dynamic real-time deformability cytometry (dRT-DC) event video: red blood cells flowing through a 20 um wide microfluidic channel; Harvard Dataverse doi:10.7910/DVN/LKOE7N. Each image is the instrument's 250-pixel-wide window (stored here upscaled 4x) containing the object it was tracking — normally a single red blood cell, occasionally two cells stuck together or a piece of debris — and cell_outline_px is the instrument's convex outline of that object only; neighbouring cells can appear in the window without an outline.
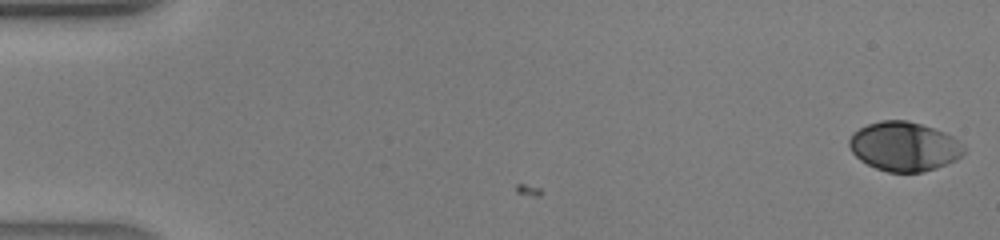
{"species": "human", "species_latin": "Homo sapiens", "temperature_condition": "warm", "stored_images_in_passage": 42, "camera_frame_rate_fps": 3000, "um_per_image_px": 0.085, "donor": {"sex": "male"}, "frame": {"image": 1, "passage_image": 1, "time_ms": 0.0, "image_size_px": [1000, 240], "cell_outline_px": [[964, 152], [956, 160], [936, 168], [924, 172], [888, 172], [876, 168], [860, 160], [852, 152], [848, 144], [848, 140], [852, 132], [868, 124], [880, 120], [908, 120], [944, 132], [952, 136], [964, 148]], "centroid_in_image_um": [76.81, 12.45], "position_along_channel_um": 8.2, "area_um2": 32.77}}
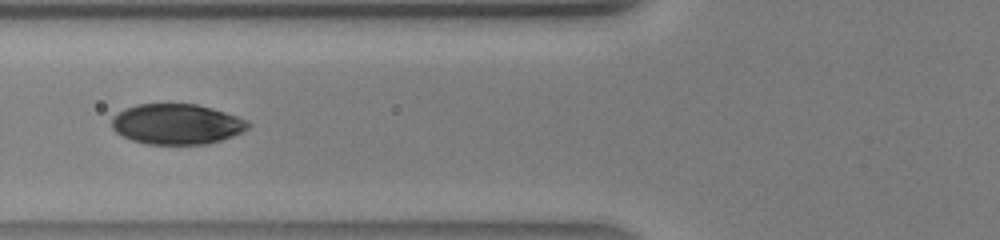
{"frame": {"image": 2, "passage_image": 17, "time_ms": 5.333, "image_size_px": [1000, 240], "cell_outline_px": [[252, 124], [244, 132], [208, 144], [148, 144], [132, 140], [116, 132], [112, 128], [112, 116], [124, 108], [136, 104], [196, 104], [212, 108], [248, 120]], "centroid_in_image_um": [15.03, 10.54], "position_along_channel_um": 110.8, "area_um2": 32.19}}
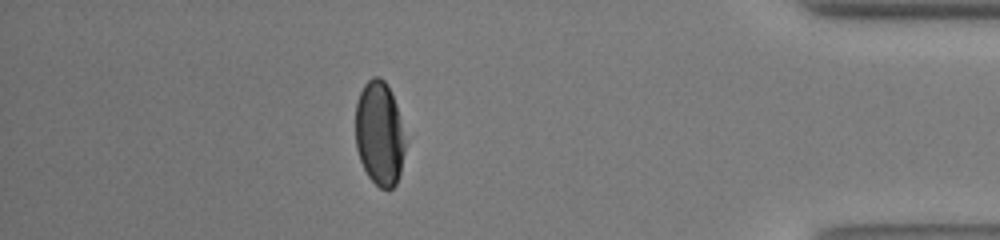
{"frame": {"image": 3, "passage_image": 37, "time_ms": 12.0, "image_size_px": [1000, 240], "cell_outline_px": [[404, 152], [400, 172], [396, 184], [388, 192], [380, 188], [368, 176], [360, 160], [356, 148], [356, 100], [364, 84], [372, 76], [380, 76], [384, 80], [396, 104], [404, 140]], "centroid_in_image_um": [32.23, 11.36], "position_along_channel_um": 403.0, "area_um2": 30.0}}